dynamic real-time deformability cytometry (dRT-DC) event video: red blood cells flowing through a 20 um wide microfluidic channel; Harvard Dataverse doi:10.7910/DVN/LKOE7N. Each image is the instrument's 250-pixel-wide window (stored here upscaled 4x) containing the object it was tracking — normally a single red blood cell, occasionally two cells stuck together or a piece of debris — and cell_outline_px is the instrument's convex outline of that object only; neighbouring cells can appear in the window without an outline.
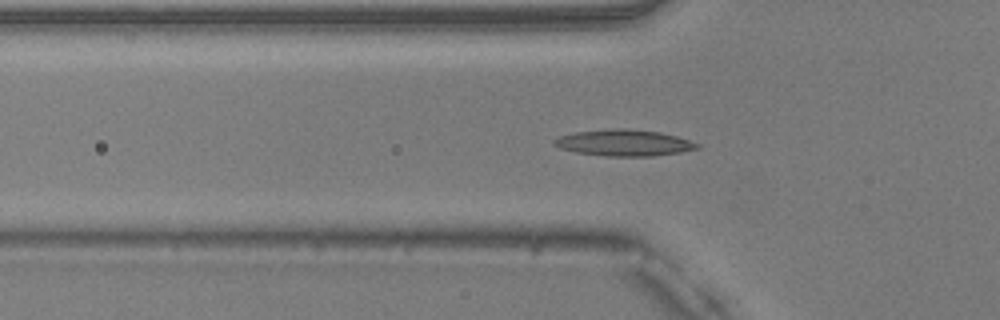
{"species": "common noctule bat (a hibernating species)", "species_latin": "Nyctalus noctula", "temperature_condition": "warm", "stored_images_in_passage": 51, "camera_frame_rate_fps": 3000, "um_per_image_px": 0.085, "animal": {"sex": "male", "body_mass_g": 20.5, "forearm_length_mm": 52.5}, "frame": {"image": 1, "passage_image": 16, "time_ms": 5.0, "image_size_px": [1000, 320], "cell_outline_px": [[700, 148], [680, 152], [652, 156], [608, 156], [576, 152], [560, 148], [552, 144], [552, 140], [560, 136], [576, 132], [616, 128], [624, 128], [660, 132], [676, 136], [700, 144]], "centroid_in_image_um": [53.03, 12.14], "position_along_channel_um": 72.8, "area_um2": 21.79}}
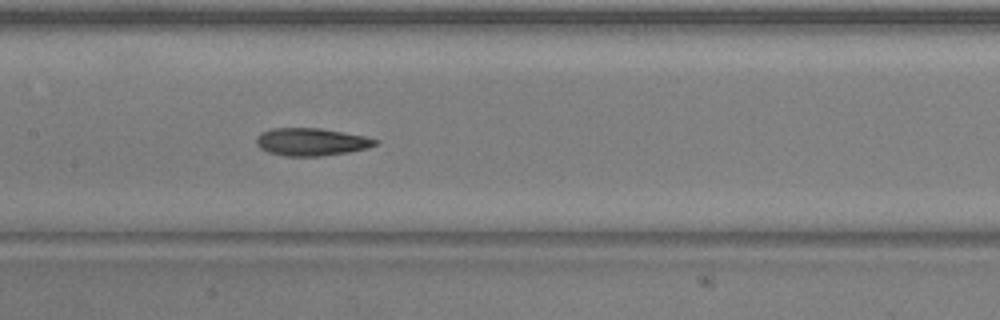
{"frame": {"image": 2, "passage_image": 24, "time_ms": 7.667, "image_size_px": [1000, 320], "cell_outline_px": [[380, 140], [376, 144], [368, 148], [348, 152], [320, 156], [284, 156], [268, 152], [260, 148], [256, 144], [256, 136], [260, 132], [272, 128], [320, 128], [364, 136]], "centroid_in_image_um": [26.43, 12.06], "position_along_channel_um": 181.0, "area_um2": 19.19}}
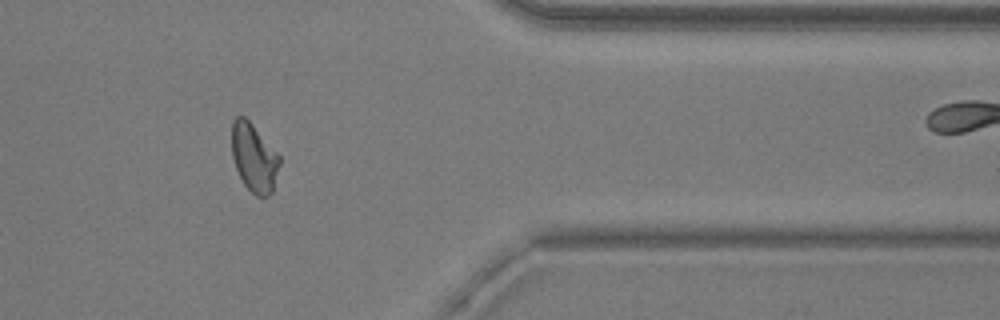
{"frame": {"image": 3, "passage_image": 41, "time_ms": 13.333, "image_size_px": [1000, 320], "cell_outline_px": [[280, 164], [272, 192], [268, 196], [256, 196], [244, 184], [236, 168], [232, 156], [232, 120], [236, 116], [244, 116], [252, 124], [280, 156]], "centroid_in_image_um": [21.59, 13.4], "position_along_channel_um": 389.8, "area_um2": 18.84}, "authors_computed_cell_mechanics": {"area_um2": 19.8254, "velocity_mm_per_s": 4.0019, "shape_relaxation_time_tau1_ms": 3.5167, "shape_relaxation_time_tau2_ms": 3.4175, "deformation_change_tau1": 0.1504, "deformation_change_tau2": 0.081}}